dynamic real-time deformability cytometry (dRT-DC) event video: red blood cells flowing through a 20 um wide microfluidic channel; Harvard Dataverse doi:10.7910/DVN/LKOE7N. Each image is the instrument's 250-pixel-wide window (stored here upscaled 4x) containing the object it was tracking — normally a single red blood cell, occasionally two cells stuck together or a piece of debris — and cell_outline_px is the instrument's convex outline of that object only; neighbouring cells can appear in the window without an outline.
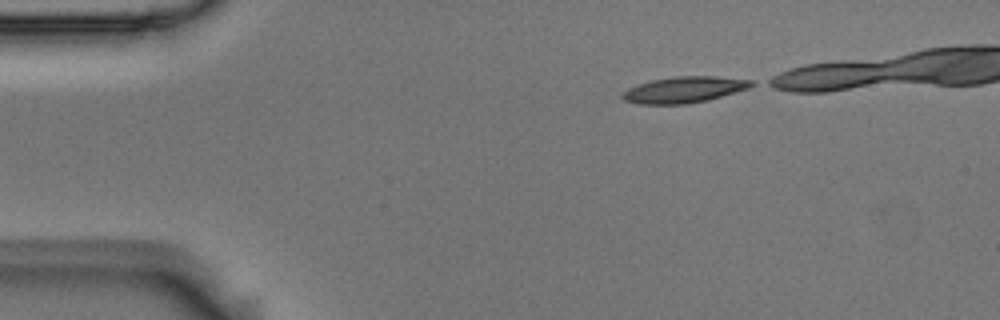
{"species": "Egyptian fruit bat (a non-hibernating species)", "species_latin": "Rousettus aegyptiacus", "temperature_condition": "room temperature", "stored_images_in_passage": 36, "camera_frame_rate_fps": 3000, "um_per_image_px": 0.085, "animal": {"sex": "male"}, "frame": {"image": 1, "passage_image": 1, "time_ms": 0.0, "image_size_px": [1000, 320], "cell_outline_px": [[756, 84], [748, 88], [708, 100], [688, 104], [640, 104], [624, 100], [620, 96], [628, 88], [636, 84], [652, 80], [672, 76], [716, 76], [752, 80]], "centroid_in_image_um": [58.14, 7.62], "position_along_channel_um": 26.9, "area_um2": 19.71}}
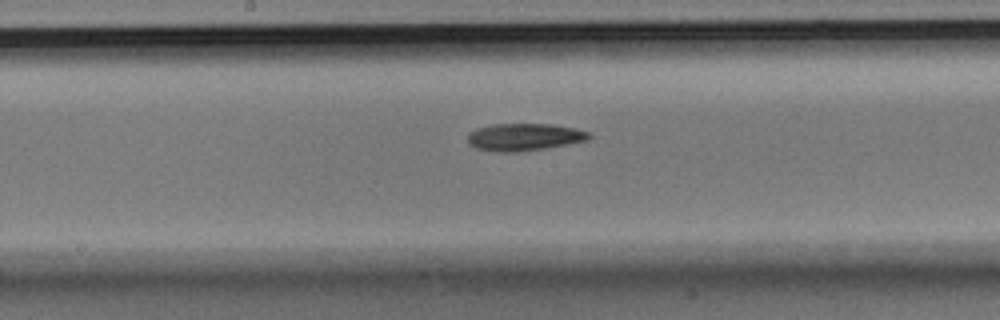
{"frame": {"image": 2, "passage_image": 20, "time_ms": 6.333, "image_size_px": [1000, 320], "cell_outline_px": [[592, 136], [588, 140], [568, 144], [544, 148], [516, 152], [500, 152], [476, 148], [468, 144], [468, 132], [476, 128], [492, 124], [552, 124], [576, 128], [592, 132]], "centroid_in_image_um": [44.58, 11.64], "position_along_channel_um": 203.6, "area_um2": 19.48}}
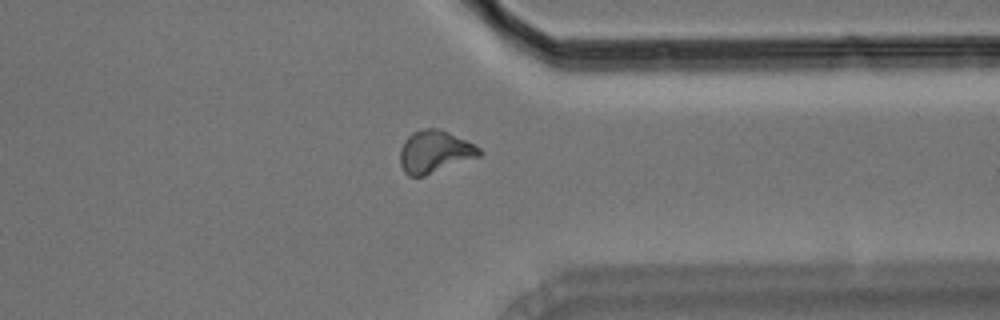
{"frame": {"image": 3, "passage_image": 34, "time_ms": 11.0, "image_size_px": [1000, 320], "cell_outline_px": [[484, 152], [480, 156], [424, 176], [408, 176], [404, 172], [400, 164], [400, 148], [404, 140], [412, 132], [424, 128], [440, 128], [480, 148]], "centroid_in_image_um": [36.92, 12.9], "position_along_channel_um": 374.5, "area_um2": 19.54}}